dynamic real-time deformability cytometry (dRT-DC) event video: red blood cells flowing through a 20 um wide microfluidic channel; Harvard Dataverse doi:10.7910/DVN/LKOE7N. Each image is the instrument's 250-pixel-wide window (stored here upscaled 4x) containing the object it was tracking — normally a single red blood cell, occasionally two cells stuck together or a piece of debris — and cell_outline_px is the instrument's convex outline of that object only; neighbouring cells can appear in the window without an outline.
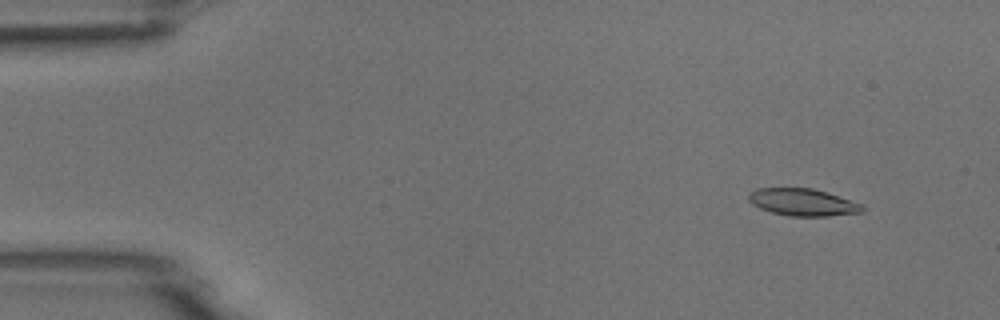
{"species": "common noctule bat (a hibernating species)", "species_latin": "Nyctalus noctula", "temperature_condition": "room temperature", "stored_images_in_passage": 4, "camera_frame_rate_fps": 3000, "um_per_image_px": 0.085, "animal": {"sex": "male", "body_mass_g": 18.8}, "frame": {"image": 1, "passage_image": 2, "time_ms": 1.0, "image_size_px": [1000, 320], "cell_outline_px": [[864, 212], [828, 216], [788, 216], [772, 212], [760, 208], [752, 204], [748, 200], [748, 196], [756, 188], [812, 188], [828, 192], [864, 204]], "centroid_in_image_um": [68.28, 17.19], "position_along_channel_um": 16.7, "area_um2": 18.15}}
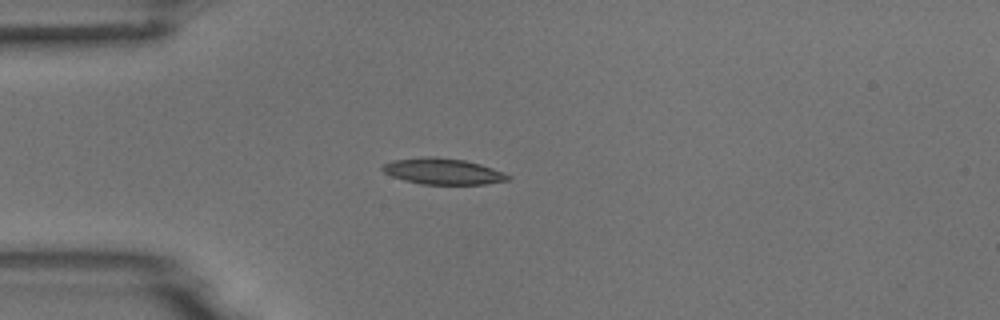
{"frame": {"image": 2, "passage_image": 4, "time_ms": 4.0, "image_size_px": [1000, 320], "cell_outline_px": [[512, 180], [484, 184], [420, 184], [404, 180], [392, 176], [384, 172], [380, 168], [384, 164], [392, 160], [424, 156], [432, 156], [464, 160], [480, 164], [504, 172], [512, 176]], "centroid_in_image_um": [37.66, 14.56], "position_along_channel_um": 47.3, "area_um2": 19.19}}